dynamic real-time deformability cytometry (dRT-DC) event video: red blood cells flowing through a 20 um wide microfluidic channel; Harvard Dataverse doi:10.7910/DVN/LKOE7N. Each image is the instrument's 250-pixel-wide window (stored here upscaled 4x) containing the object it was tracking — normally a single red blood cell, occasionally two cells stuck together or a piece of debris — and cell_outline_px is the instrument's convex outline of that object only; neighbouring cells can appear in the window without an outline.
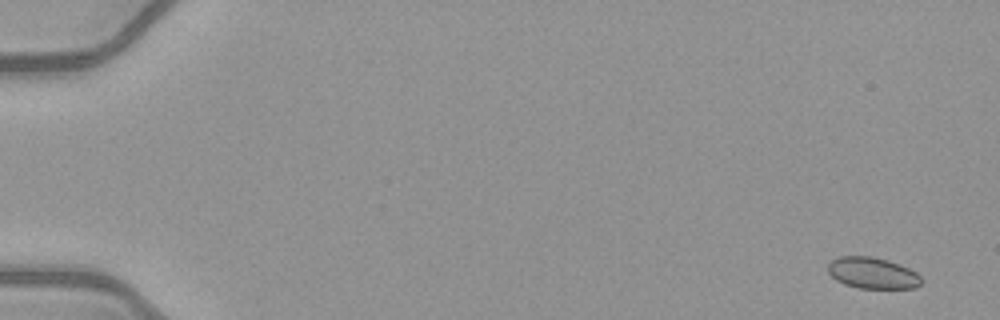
{"species": "common noctule bat (a hibernating species)", "species_latin": "Nyctalus noctula", "temperature_condition": "warm", "stored_images_in_passage": 19, "camera_frame_rate_fps": 3000, "um_per_image_px": 0.085, "animal": {"sex": "female", "body_mass_g": 21.9}, "frame": {"image": 1, "passage_image": 3, "time_ms": 0.667, "image_size_px": [1000, 320], "cell_outline_px": [[924, 280], [916, 288], [860, 288], [844, 284], [836, 280], [828, 272], [828, 264], [832, 260], [840, 256], [872, 256], [888, 260], [900, 264], [916, 272]], "centroid_in_image_um": [74.18, 23.2], "position_along_channel_um": 10.8, "area_um2": 17.11}}
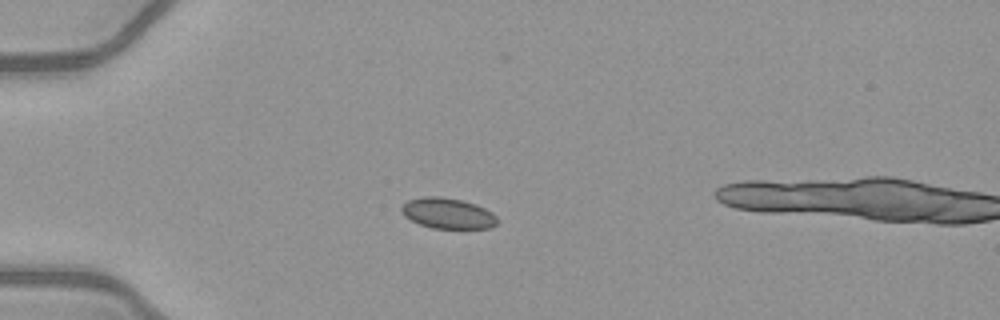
{"frame": {"image": 2, "passage_image": 16, "time_ms": 5.0, "image_size_px": [1000, 320], "cell_outline_px": [[500, 220], [492, 228], [432, 228], [420, 224], [404, 216], [400, 212], [400, 208], [408, 200], [424, 196], [440, 196], [460, 200], [476, 204], [492, 212]], "centroid_in_image_um": [38.07, 18.13], "position_along_channel_um": 46.9, "area_um2": 17.17}}